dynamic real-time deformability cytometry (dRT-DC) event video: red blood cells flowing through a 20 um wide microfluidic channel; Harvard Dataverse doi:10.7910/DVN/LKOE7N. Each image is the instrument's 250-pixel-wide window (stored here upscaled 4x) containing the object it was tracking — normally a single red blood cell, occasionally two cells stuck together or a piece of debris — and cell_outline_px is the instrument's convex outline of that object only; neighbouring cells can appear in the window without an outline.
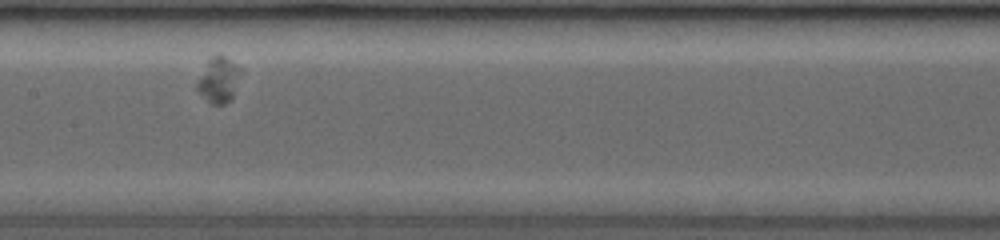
{"species": "common noctule bat (a hibernating species)", "species_latin": "Nyctalus noctula", "temperature_condition": "room temperature", "stored_images_in_passage": 23, "camera_frame_rate_fps": 3500, "um_per_image_px": 0.085, "animal": {"sex": "female", "body_mass_g": 19.0, "forearm_length_mm": 53.3}, "frame": {"image": 1, "passage_image": 9, "time_ms": 3.429, "image_size_px": [1000, 240], "cell_outline_px": [[244, 68], [232, 96], [224, 104], [212, 104], [196, 88], [196, 84], [208, 60], [212, 56], [224, 56]], "centroid_in_image_um": [18.63, 6.76], "position_along_channel_um": 188.8, "area_um2": 11.27}}
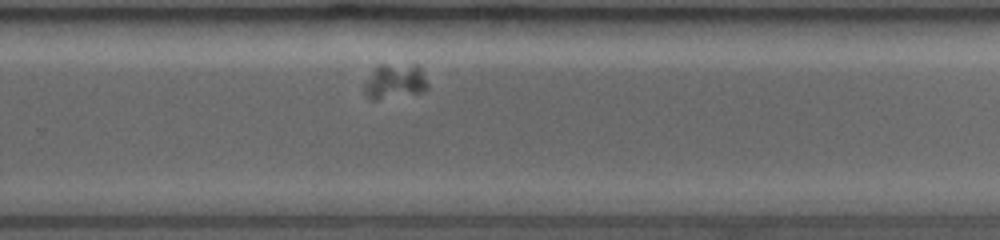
{"frame": {"image": 2, "passage_image": 16, "time_ms": 6.286, "image_size_px": [1000, 240], "cell_outline_px": [[428, 88], [424, 92], [376, 100], [372, 100], [364, 92], [364, 84], [376, 68], [380, 64], [416, 64], [420, 68], [428, 84]], "centroid_in_image_um": [33.59, 6.92], "position_along_channel_um": 296.2, "area_um2": 12.89}}
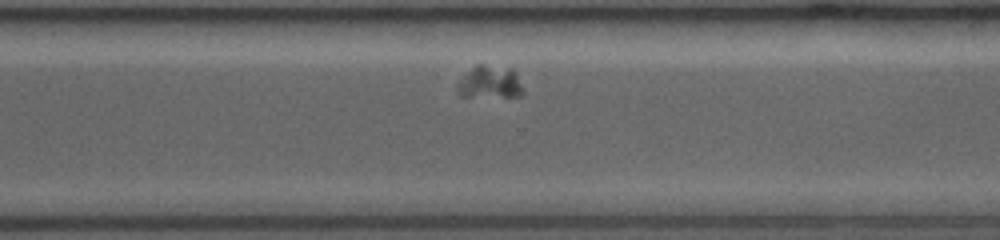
{"frame": {"image": 3, "passage_image": 18, "time_ms": 7.143, "image_size_px": [1000, 240], "cell_outline_px": [[524, 92], [520, 96], [460, 96], [456, 92], [456, 88], [472, 68], [476, 64], [480, 64], [512, 68], [516, 72]], "centroid_in_image_um": [41.68, 6.99], "position_along_channel_um": 328.9, "area_um2": 12.25}}